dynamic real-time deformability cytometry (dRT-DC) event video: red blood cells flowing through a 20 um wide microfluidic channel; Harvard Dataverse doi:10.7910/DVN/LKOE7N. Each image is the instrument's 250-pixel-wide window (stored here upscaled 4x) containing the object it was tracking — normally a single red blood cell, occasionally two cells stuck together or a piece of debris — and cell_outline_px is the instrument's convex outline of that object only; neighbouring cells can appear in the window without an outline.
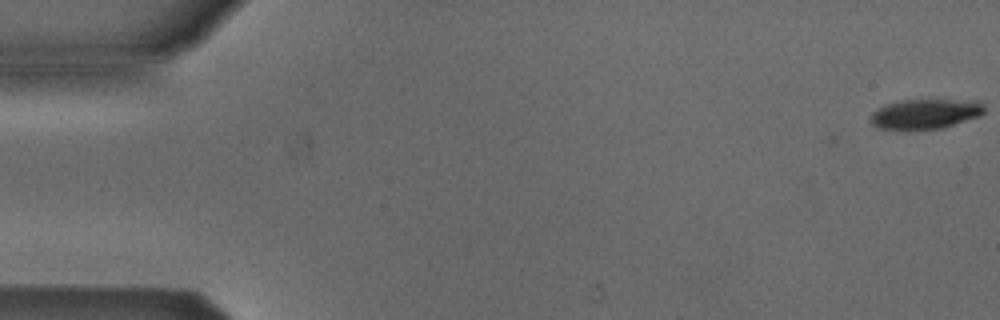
{"species": "Egyptian fruit bat (a non-hibernating species)", "species_latin": "Rousettus aegyptiacus", "temperature_condition": "cold", "stored_images_in_passage": 50, "camera_frame_rate_fps": 3000, "um_per_image_px": 0.085, "animal": {"sex": "male"}, "frame": {"image": 1, "passage_image": 1, "time_ms": 0.0, "image_size_px": [1000, 320], "cell_outline_px": [[984, 112], [980, 116], [940, 128], [908, 132], [880, 128], [872, 124], [872, 112], [888, 104], [904, 100], [976, 100], [984, 104]], "centroid_in_image_um": [78.66, 9.71], "position_along_channel_um": 6.3, "area_um2": 20.0}}
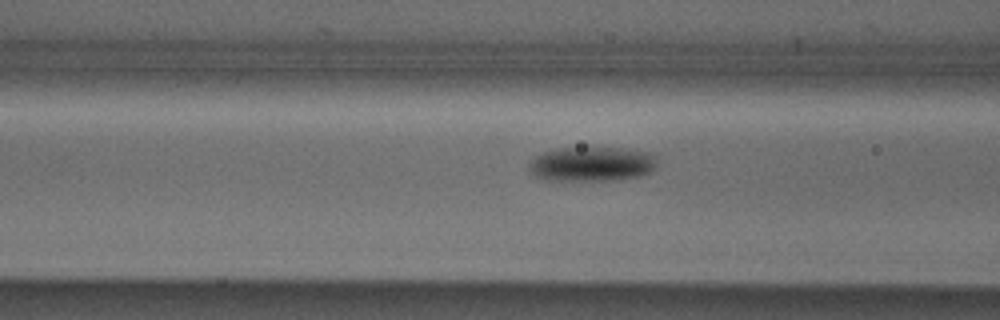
{"frame": {"image": 2, "passage_image": 21, "time_ms": 6.667, "image_size_px": [1000, 320], "cell_outline_px": [[656, 168], [652, 172], [640, 176], [620, 180], [552, 180], [536, 176], [528, 168], [528, 164], [536, 156], [544, 152], [560, 148], [620, 148], [648, 152], [656, 156]], "centroid_in_image_um": [50.36, 13.95], "position_along_channel_um": 116.2, "area_um2": 25.78}}
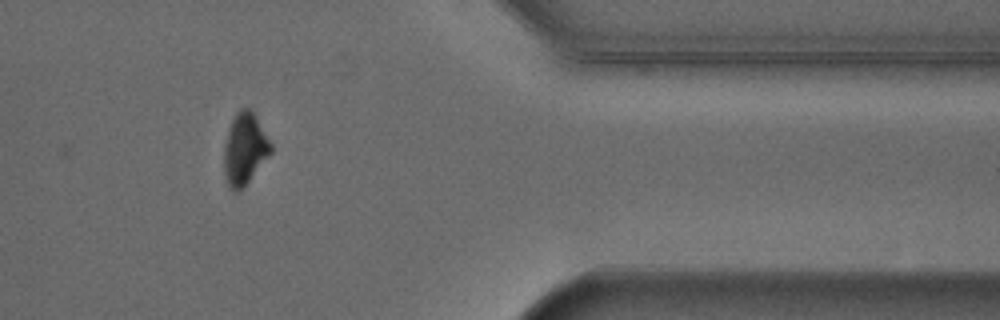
{"frame": {"image": 3, "passage_image": 44, "time_ms": 14.333, "image_size_px": [1000, 320], "cell_outline_px": [[272, 152], [248, 180], [236, 192], [232, 192], [228, 188], [224, 176], [224, 144], [232, 120], [236, 112], [240, 108], [248, 108], [252, 112], [272, 144]], "centroid_in_image_um": [20.77, 12.67], "position_along_channel_um": 390.6, "area_um2": 19.13}, "authors_computed_cell_mechanics": {"area_um2": 22.831, "velocity_mm_per_s": 3.8917, "shape_relaxation_time_tau1_ms": 2.3941, "shape_relaxation_time_tau2_ms": null, "deformation_change_tau1": 0.0982, "deformation_change_tau2": null}}